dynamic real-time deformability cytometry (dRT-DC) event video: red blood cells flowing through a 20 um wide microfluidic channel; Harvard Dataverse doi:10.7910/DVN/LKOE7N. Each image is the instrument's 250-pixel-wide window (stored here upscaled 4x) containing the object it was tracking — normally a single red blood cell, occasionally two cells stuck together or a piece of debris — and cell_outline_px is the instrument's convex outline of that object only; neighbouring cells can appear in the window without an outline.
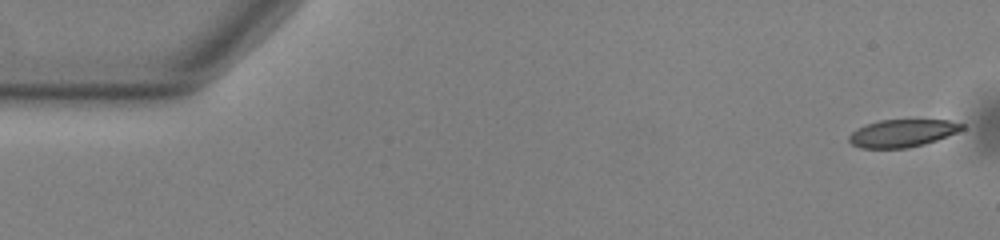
{"species": "common noctule bat (a hibernating species)", "species_latin": "Nyctalus noctula", "temperature_condition": "warm", "stored_images_in_passage": 55, "segment_of_instrument_passage": [1, 2], "camera_frame_rate_fps": 3000, "um_per_image_px": 0.085, "animal": {"sex": "male", "body_mass_g": 13.0, "forearm_length_mm": 53.1}, "frame": {"image": 1, "passage_image": 1, "time_ms": 0.0, "image_size_px": [1000, 240], "cell_outline_px": [[964, 128], [956, 132], [936, 140], [924, 144], [908, 148], [860, 148], [852, 144], [848, 140], [848, 136], [856, 128], [880, 120], [948, 120], [964, 124]], "centroid_in_image_um": [76.67, 11.32], "position_along_channel_um": 8.3, "area_um2": 18.03}}
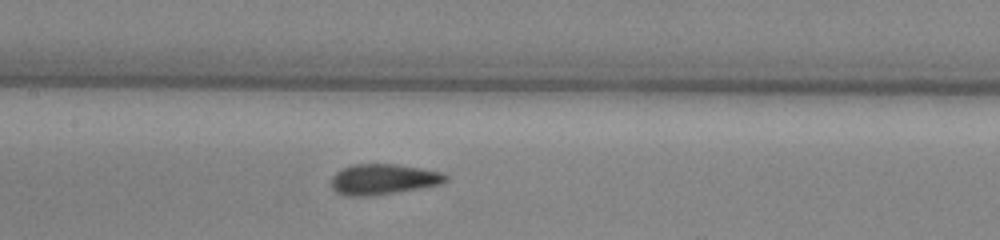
{"frame": {"image": 2, "passage_image": 25, "time_ms": 8.0, "image_size_px": [1000, 240], "cell_outline_px": [[448, 180], [440, 184], [392, 192], [364, 196], [344, 196], [336, 192], [332, 188], [332, 176], [340, 168], [352, 164], [396, 164], [444, 172], [448, 176]], "centroid_in_image_um": [32.54, 15.22], "position_along_channel_um": 174.9, "area_um2": 20.23}}
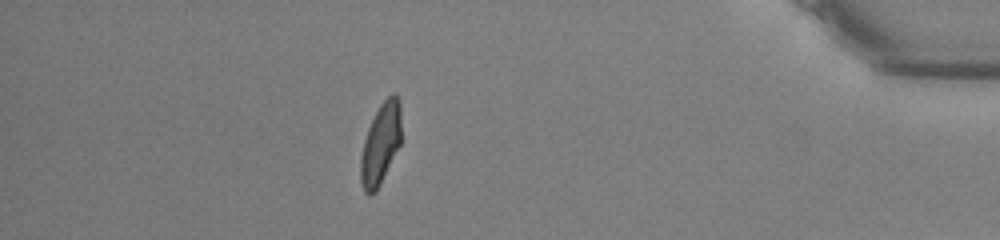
{"frame": {"image": 3, "passage_image": 47, "time_ms": 15.333, "image_size_px": [1000, 240], "cell_outline_px": [[400, 144], [376, 192], [368, 196], [364, 192], [360, 180], [360, 156], [364, 140], [368, 128], [380, 104], [392, 92], [396, 92], [400, 100]], "centroid_in_image_um": [32.34, 12.23], "position_along_channel_um": 402.9, "area_um2": 19.19}}